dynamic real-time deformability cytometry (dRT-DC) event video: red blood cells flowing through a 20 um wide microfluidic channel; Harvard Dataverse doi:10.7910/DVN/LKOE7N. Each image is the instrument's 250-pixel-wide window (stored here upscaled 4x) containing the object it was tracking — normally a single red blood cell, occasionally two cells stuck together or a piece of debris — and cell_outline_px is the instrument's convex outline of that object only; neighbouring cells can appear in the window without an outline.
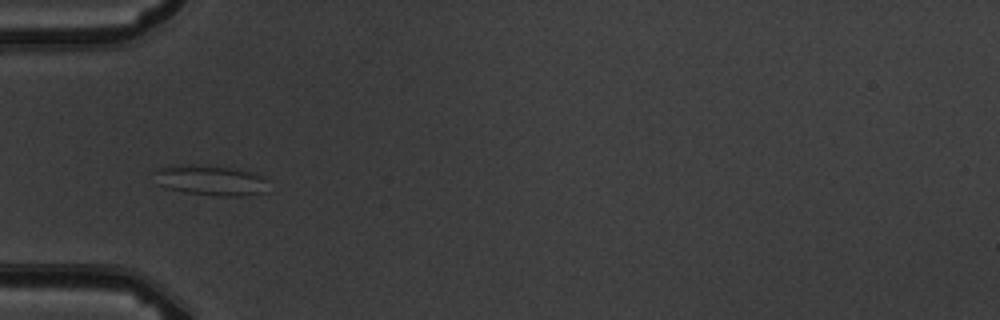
{"species": "common noctule bat (a hibernating species)", "species_latin": "Nyctalus noctula", "temperature_condition": "warm", "stored_images_in_passage": 6, "camera_frame_rate_fps": 3000, "um_per_image_px": 0.085, "animal": {"sex": "male", "body_mass_g": 19.5, "forearm_length_mm": 54.6}, "frame": {"image": 1, "passage_image": 4, "time_ms": 4.333, "image_size_px": [1000, 320], "cell_outline_px": [[268, 192], [244, 196], [216, 196], [184, 192], [168, 188], [160, 184], [152, 172], [160, 168], [192, 164], [228, 168], [248, 172], [264, 176]], "centroid_in_image_um": [17.93, 15.35], "position_along_channel_um": 67.1, "area_um2": 19.77}}
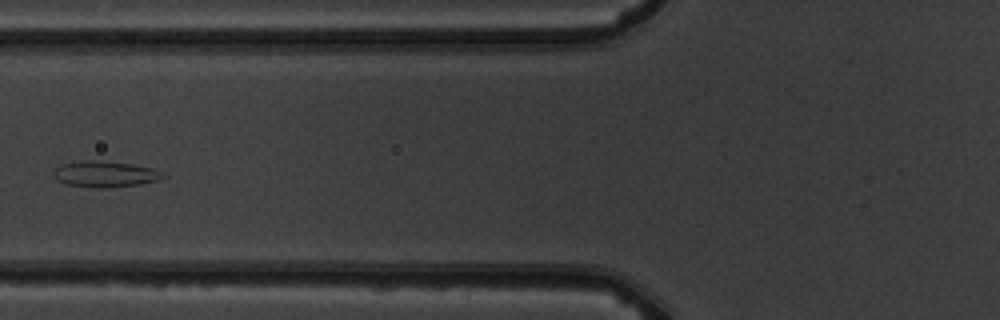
{"frame": {"image": 2, "passage_image": 5, "time_ms": 5.667, "image_size_px": [1000, 320], "cell_outline_px": [[168, 176], [160, 180], [140, 184], [108, 188], [96, 188], [64, 184], [52, 172], [60, 164], [80, 160], [100, 160], [132, 164], [152, 168]], "centroid_in_image_um": [8.94, 14.79], "position_along_channel_um": 116.9, "area_um2": 16.76}}